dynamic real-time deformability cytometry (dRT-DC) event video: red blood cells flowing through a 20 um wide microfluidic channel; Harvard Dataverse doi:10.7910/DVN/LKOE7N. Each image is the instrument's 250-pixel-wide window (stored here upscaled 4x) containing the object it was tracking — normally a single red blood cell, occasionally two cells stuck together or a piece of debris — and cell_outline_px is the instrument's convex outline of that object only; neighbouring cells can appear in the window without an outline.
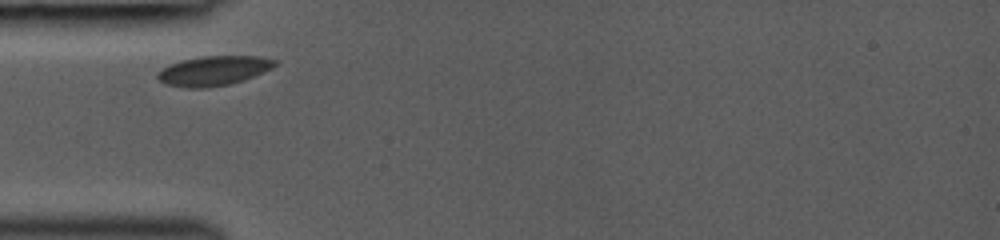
{"species": "common noctule bat (a hibernating species)", "species_latin": "Nyctalus noctula", "temperature_condition": "room temperature", "stored_images_in_passage": 3, "camera_frame_rate_fps": 3000, "um_per_image_px": 0.085, "animal": {"sex": "female", "body_mass_g": 19.0, "forearm_length_mm": 53.3}, "frame": {"image": 1, "passage_image": 1, "time_ms": 0.0, "image_size_px": [1000, 240], "cell_outline_px": [[280, 60], [272, 68], [244, 80], [232, 84], [204, 88], [184, 88], [164, 84], [156, 76], [156, 72], [180, 60], [200, 56], [256, 56]], "centroid_in_image_um": [18.15, 6.02], "position_along_channel_um": 66.8, "area_um2": 20.4}}
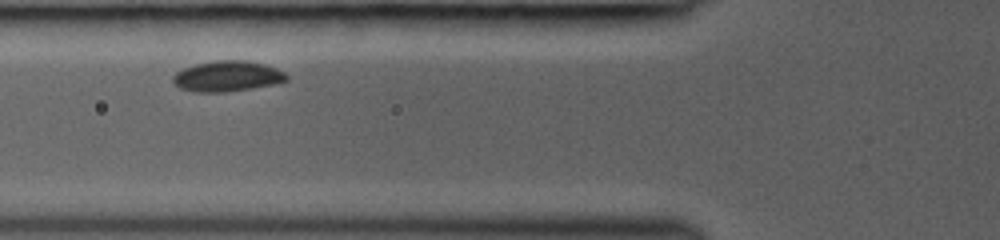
{"frame": {"image": 2, "passage_image": 2, "time_ms": 1.0, "image_size_px": [1000, 240], "cell_outline_px": [[288, 80], [272, 84], [252, 88], [224, 92], [192, 92], [180, 88], [172, 80], [172, 76], [176, 72], [184, 68], [196, 64], [216, 60], [244, 60], [264, 64], [276, 68], [284, 72], [288, 76]], "centroid_in_image_um": [19.3, 6.48], "position_along_channel_um": 106.5, "area_um2": 20.17}}